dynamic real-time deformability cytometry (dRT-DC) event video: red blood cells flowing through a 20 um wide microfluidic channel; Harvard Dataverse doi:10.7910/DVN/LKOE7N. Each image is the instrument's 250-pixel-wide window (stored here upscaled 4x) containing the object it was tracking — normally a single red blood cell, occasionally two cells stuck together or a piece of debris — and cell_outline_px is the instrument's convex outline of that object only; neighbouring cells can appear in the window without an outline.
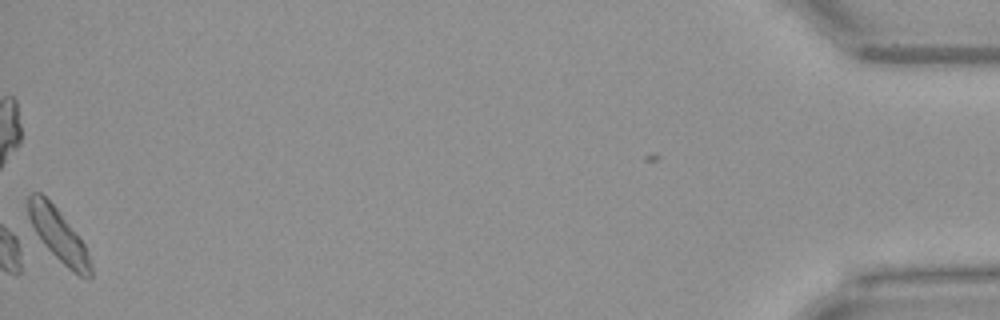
{"species": "Egyptian fruit bat (a non-hibernating species)", "species_latin": "Rousettus aegyptiacus", "temperature_condition": "warm", "stored_images_in_passage": 46, "camera_frame_rate_fps": 3000, "um_per_image_px": 0.085, "animal": {"sex": "female"}, "frame": {"image": 1, "passage_image": 45, "time_ms": 14.667, "image_size_px": [1000, 320], "cell_outline_px": [[92, 276], [88, 280], [72, 272], [32, 232], [28, 216], [28, 196], [32, 192], [40, 192], [60, 212], [84, 244], [92, 264]], "centroid_in_image_um": [4.95, 20.0], "position_along_channel_um": 430.2, "area_um2": 19.13}, "authors_computed_cell_mechanics": {"area_um2": 19.4497, "velocity_mm_per_s": 3.9244, "shape_relaxation_time_tau1_ms": 2.2567, "shape_relaxation_time_tau2_ms": 2.8603, "deformation_change_tau1": 0.1037, "deformation_change_tau2": 0.0775}}